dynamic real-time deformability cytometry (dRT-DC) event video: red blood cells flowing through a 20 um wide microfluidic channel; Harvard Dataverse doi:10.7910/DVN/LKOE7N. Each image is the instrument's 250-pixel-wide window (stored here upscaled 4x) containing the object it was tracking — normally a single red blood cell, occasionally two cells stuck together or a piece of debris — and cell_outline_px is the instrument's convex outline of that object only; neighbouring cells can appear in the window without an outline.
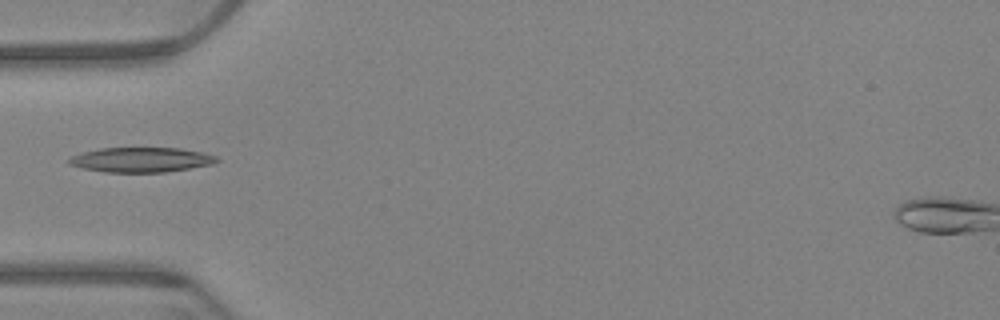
{"species": "Egyptian fruit bat (a non-hibernating species)", "species_latin": "Rousettus aegyptiacus", "temperature_condition": "warm", "stored_images_in_passage": 5, "camera_frame_rate_fps": 3000, "um_per_image_px": 0.085, "animal": {"sex": "female"}, "frame": {"image": 1, "passage_image": 1, "time_ms": 0.0, "image_size_px": [1000, 320], "cell_outline_px": [[220, 160], [212, 164], [164, 172], [104, 172], [84, 168], [68, 164], [68, 160], [72, 156], [84, 152], [100, 148], [180, 148], [204, 152], [216, 156]], "centroid_in_image_um": [12.02, 13.57], "position_along_channel_um": 73.0, "area_um2": 21.21}}